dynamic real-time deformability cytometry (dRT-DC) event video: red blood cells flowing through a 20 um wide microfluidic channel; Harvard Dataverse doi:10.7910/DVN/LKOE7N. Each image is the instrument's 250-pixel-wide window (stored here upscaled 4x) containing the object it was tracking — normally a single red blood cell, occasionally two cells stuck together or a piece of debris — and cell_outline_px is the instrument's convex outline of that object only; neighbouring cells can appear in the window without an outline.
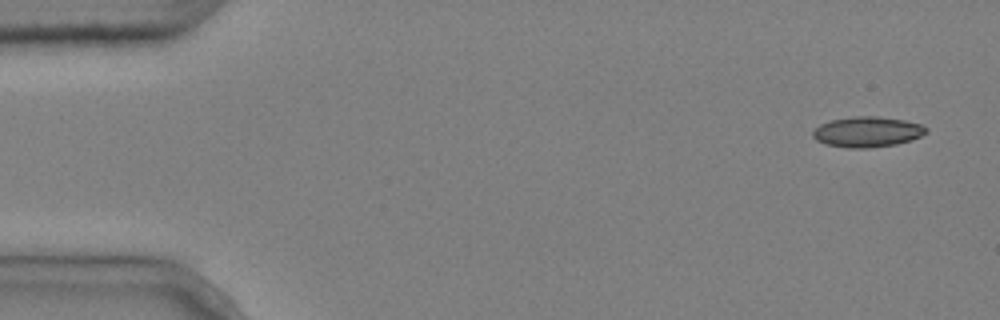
{"species": "common noctule bat (a hibernating species)", "species_latin": "Nyctalus noctula", "temperature_condition": "cold", "stored_images_in_passage": 4, "camera_frame_rate_fps": 3000, "um_per_image_px": 0.085, "animal": {"sex": "male", "body_mass_g": 20.4}, "frame": {"image": 1, "passage_image": 1, "time_ms": 0.0, "image_size_px": [1000, 320], "cell_outline_px": [[928, 132], [912, 140], [896, 144], [868, 148], [848, 148], [824, 144], [816, 140], [812, 136], [812, 132], [820, 124], [832, 120], [852, 116], [876, 116], [904, 120], [924, 124], [928, 128]], "centroid_in_image_um": [73.74, 11.21], "position_along_channel_um": 11.3, "area_um2": 20.29}}